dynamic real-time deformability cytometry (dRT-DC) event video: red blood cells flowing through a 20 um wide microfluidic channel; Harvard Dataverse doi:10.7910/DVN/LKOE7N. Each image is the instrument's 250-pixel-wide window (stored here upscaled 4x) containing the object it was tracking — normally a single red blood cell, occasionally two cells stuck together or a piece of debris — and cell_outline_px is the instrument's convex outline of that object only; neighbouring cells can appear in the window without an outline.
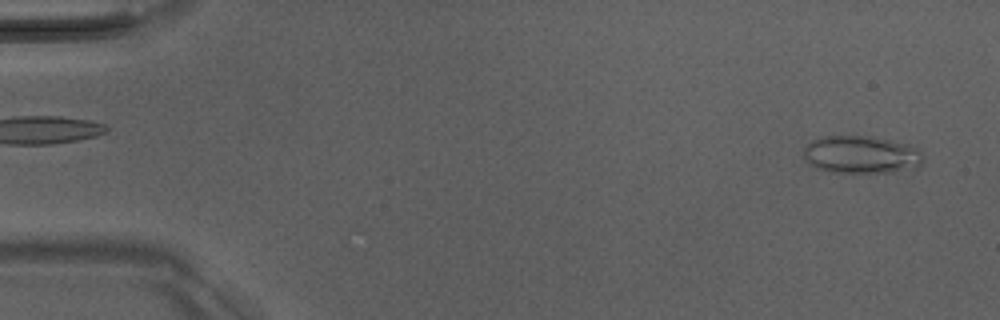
{"species": "Egyptian fruit bat (a non-hibernating species)", "species_latin": "Rousettus aegyptiacus", "temperature_condition": "room temperature", "stored_images_in_passage": 12, "camera_frame_rate_fps": 3000, "um_per_image_px": 0.085, "animal": {"sex": "male"}, "frame": {"image": 1, "passage_image": 2, "time_ms": 0.333, "image_size_px": [1000, 320], "cell_outline_px": [[924, 160], [916, 168], [892, 172], [828, 172], [816, 168], [808, 164], [804, 160], [804, 148], [812, 140], [820, 136], [868, 136], [912, 144], [924, 156]], "centroid_in_image_um": [73.2, 13.14], "position_along_channel_um": 11.8, "area_um2": 26.53}}